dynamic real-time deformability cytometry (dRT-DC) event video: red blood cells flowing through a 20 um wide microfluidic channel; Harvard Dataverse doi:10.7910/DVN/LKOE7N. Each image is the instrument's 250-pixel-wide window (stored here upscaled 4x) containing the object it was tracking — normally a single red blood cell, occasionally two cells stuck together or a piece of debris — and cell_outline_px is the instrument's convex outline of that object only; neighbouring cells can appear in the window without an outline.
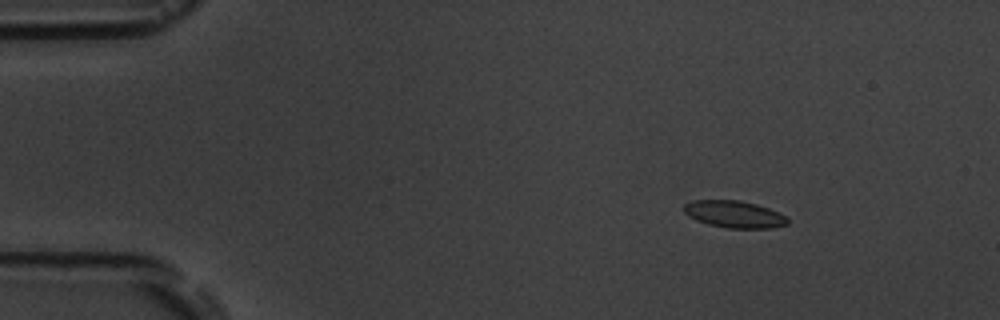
{"species": "common noctule bat (a hibernating species)", "species_latin": "Nyctalus noctula", "temperature_condition": "room temperature", "stored_images_in_passage": 7, "camera_frame_rate_fps": 3000, "um_per_image_px": 0.085, "animal": {"sex": "male", "body_mass_g": 19.5, "forearm_length_mm": 54.6}, "frame": {"image": 1, "passage_image": 2, "time_ms": 1.0, "image_size_px": [1000, 320], "cell_outline_px": [[788, 224], [772, 228], [728, 228], [708, 224], [696, 220], [688, 216], [684, 212], [684, 204], [692, 200], [740, 200], [756, 204], [768, 208], [784, 216], [788, 220]], "centroid_in_image_um": [62.38, 18.21], "position_along_channel_um": 22.6, "area_um2": 16.24}}
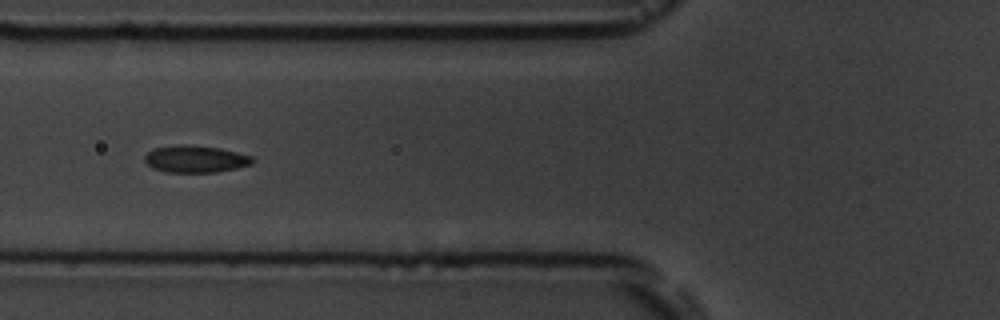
{"frame": {"image": 2, "passage_image": 6, "time_ms": 5.667, "image_size_px": [1000, 320], "cell_outline_px": [[256, 160], [252, 164], [236, 168], [216, 172], [168, 172], [152, 168], [144, 160], [144, 156], [152, 148], [220, 148], [252, 156]], "centroid_in_image_um": [16.67, 13.58], "position_along_channel_um": 109.1, "area_um2": 16.01}}
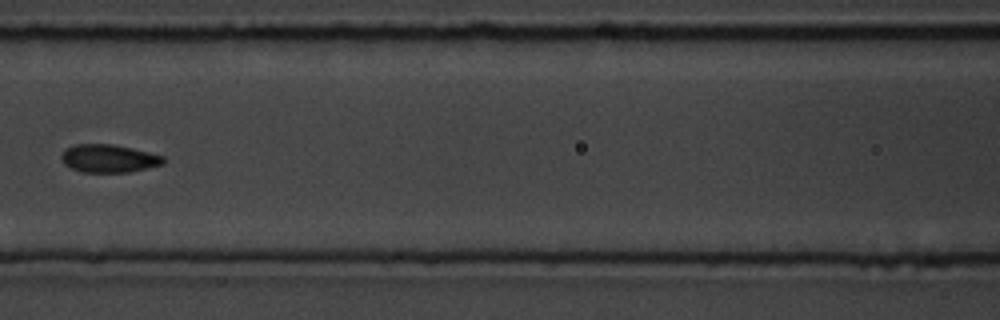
{"frame": {"image": 3, "passage_image": 7, "time_ms": 7.0, "image_size_px": [1000, 320], "cell_outline_px": [[164, 164], [128, 172], [84, 172], [72, 168], [64, 164], [60, 156], [64, 148], [72, 144], [112, 144], [132, 148], [164, 156]], "centroid_in_image_um": [9.21, 13.45], "position_along_channel_um": 157.4, "area_um2": 16.65}}